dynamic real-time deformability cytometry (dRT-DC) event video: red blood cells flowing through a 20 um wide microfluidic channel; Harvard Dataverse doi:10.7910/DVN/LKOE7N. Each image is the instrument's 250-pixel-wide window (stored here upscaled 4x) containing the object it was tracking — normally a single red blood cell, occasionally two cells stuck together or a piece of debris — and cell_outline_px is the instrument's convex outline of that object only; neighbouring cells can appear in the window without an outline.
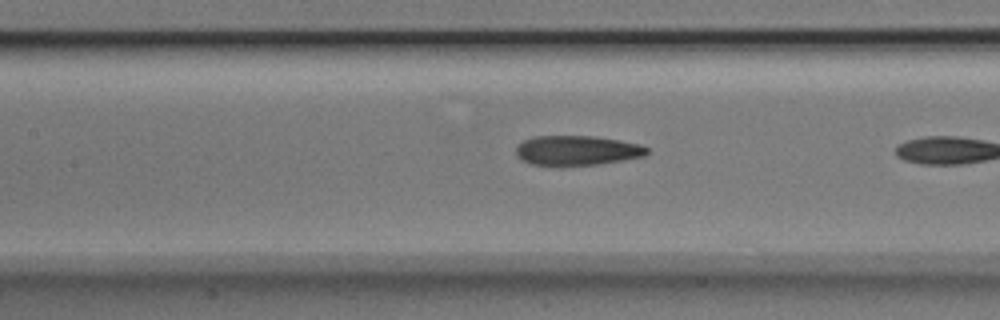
{"species": "Egyptian fruit bat (a non-hibernating species)", "species_latin": "Rousettus aegyptiacus", "temperature_condition": "room temperature", "stored_images_in_passage": 7, "segment_of_instrument_passage": [2, 2], "camera_frame_rate_fps": 3000, "um_per_image_px": 0.085, "animal": {"sex": "male"}, "frame": {"image": 1, "passage_image": 7, "time_ms": 2.0, "image_size_px": [1000, 320], "cell_outline_px": [[648, 152], [644, 156], [596, 164], [532, 164], [520, 160], [516, 156], [516, 148], [524, 140], [532, 136], [596, 136], [620, 140], [640, 144], [648, 148]], "centroid_in_image_um": [49.03, 12.76], "position_along_channel_um": 158.4, "area_um2": 22.31}}